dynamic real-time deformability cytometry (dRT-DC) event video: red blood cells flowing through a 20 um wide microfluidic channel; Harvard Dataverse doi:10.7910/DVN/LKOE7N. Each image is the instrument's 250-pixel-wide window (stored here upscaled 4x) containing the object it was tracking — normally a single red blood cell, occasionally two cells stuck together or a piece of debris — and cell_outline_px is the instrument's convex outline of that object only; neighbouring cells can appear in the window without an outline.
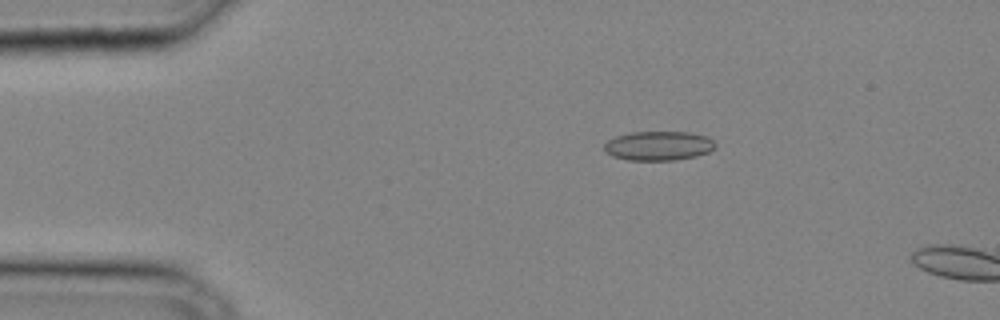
{"species": "common noctule bat (a hibernating species)", "species_latin": "Nyctalus noctula", "temperature_condition": "cold", "stored_images_in_passage": 3, "camera_frame_rate_fps": 3000, "um_per_image_px": 0.085, "animal": {"sex": "male", "body_mass_g": 20.4}, "frame": {"image": 1, "passage_image": 1, "time_ms": 0.0, "image_size_px": [1000, 320], "cell_outline_px": [[716, 148], [708, 152], [696, 156], [676, 160], [628, 160], [612, 156], [604, 152], [604, 144], [608, 140], [616, 136], [632, 132], [688, 132], [708, 136], [716, 144]], "centroid_in_image_um": [55.98, 12.39], "position_along_channel_um": 29.0, "area_um2": 19.07}}